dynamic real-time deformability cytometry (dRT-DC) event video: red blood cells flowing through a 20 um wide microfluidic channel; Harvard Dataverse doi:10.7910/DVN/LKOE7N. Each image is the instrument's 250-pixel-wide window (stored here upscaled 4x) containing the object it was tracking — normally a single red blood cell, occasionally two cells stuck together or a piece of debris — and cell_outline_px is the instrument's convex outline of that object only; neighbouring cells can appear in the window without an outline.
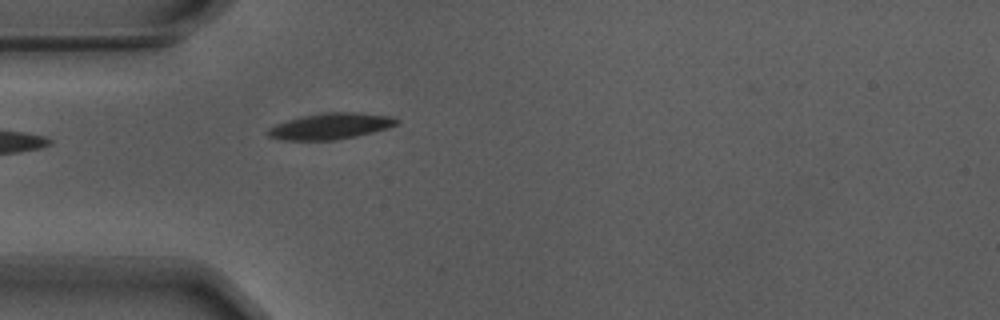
{"species": "Egyptian fruit bat (a non-hibernating species)", "species_latin": "Rousettus aegyptiacus", "temperature_condition": "warm", "stored_images_in_passage": 18, "camera_frame_rate_fps": 3000, "um_per_image_px": 0.085, "animal": {"sex": "male"}, "frame": {"image": 1, "passage_image": 1, "time_ms": 0.0, "image_size_px": [1000, 320], "cell_outline_px": [[400, 120], [396, 124], [372, 132], [356, 136], [332, 140], [284, 140], [268, 136], [264, 132], [268, 128], [276, 124], [300, 116], [324, 112], [360, 112], [392, 116]], "centroid_in_image_um": [28.05, 10.71], "position_along_channel_um": 56.9, "area_um2": 19.59}}
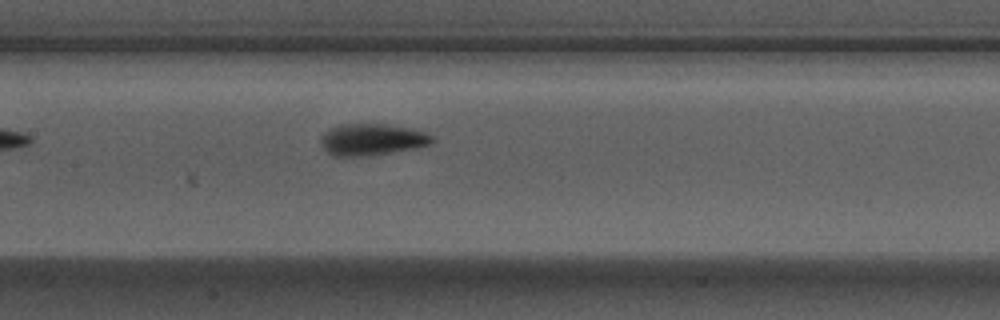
{"frame": {"image": 2, "passage_image": 11, "time_ms": 3.333, "image_size_px": [1000, 320], "cell_outline_px": [[436, 140], [428, 144], [416, 148], [368, 156], [332, 156], [320, 144], [320, 140], [324, 132], [328, 128], [340, 124], [384, 124], [412, 128], [424, 132], [432, 136]], "centroid_in_image_um": [31.59, 11.86], "position_along_channel_um": 175.8, "area_um2": 20.63}}
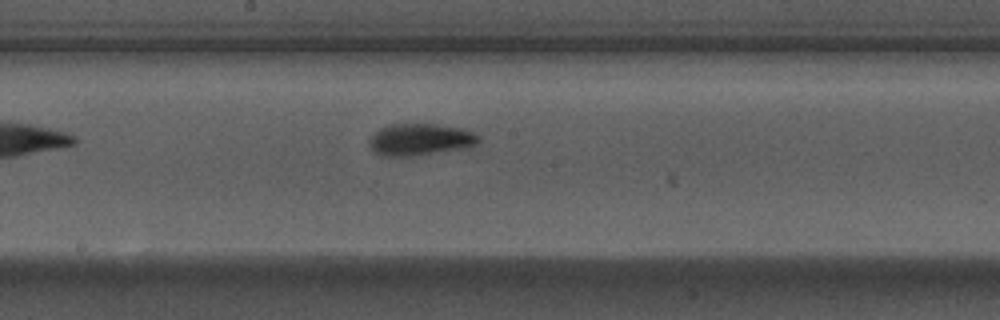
{"frame": {"image": 3, "passage_image": 14, "time_ms": 4.333, "image_size_px": [1000, 320], "cell_outline_px": [[480, 140], [476, 144], [464, 148], [412, 156], [380, 156], [368, 148], [368, 140], [372, 132], [388, 124], [436, 124], [468, 128], [480, 136]], "centroid_in_image_um": [35.68, 11.85], "position_along_channel_um": 212.5, "area_um2": 20.81}}